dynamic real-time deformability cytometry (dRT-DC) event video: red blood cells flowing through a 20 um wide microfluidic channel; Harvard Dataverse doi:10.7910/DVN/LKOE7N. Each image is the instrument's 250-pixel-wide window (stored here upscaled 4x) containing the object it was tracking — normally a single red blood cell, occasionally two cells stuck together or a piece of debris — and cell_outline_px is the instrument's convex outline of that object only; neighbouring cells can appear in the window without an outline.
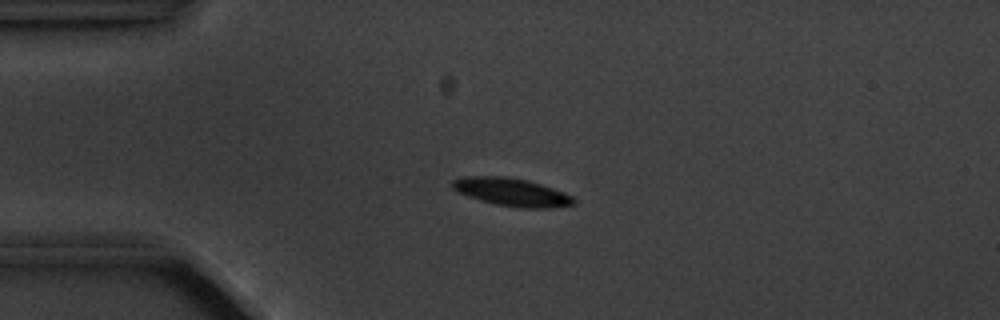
{"species": "common noctule bat (a hibernating species)", "species_latin": "Nyctalus noctula", "temperature_condition": "cold", "stored_images_in_passage": 4, "camera_frame_rate_fps": 3000, "um_per_image_px": 0.085, "animal": {"sex": "male", "body_mass_g": 20.1, "forearm_length_mm": 53.5}, "frame": {"image": 1, "passage_image": 4, "time_ms": 3.667, "image_size_px": [1000, 320], "cell_outline_px": [[576, 204], [552, 208], [520, 208], [496, 204], [480, 200], [456, 192], [452, 188], [452, 180], [464, 176], [504, 176], [528, 180], [564, 192], [572, 196], [576, 200]], "centroid_in_image_um": [43.49, 16.33], "position_along_channel_um": 41.5, "area_um2": 19.88}}